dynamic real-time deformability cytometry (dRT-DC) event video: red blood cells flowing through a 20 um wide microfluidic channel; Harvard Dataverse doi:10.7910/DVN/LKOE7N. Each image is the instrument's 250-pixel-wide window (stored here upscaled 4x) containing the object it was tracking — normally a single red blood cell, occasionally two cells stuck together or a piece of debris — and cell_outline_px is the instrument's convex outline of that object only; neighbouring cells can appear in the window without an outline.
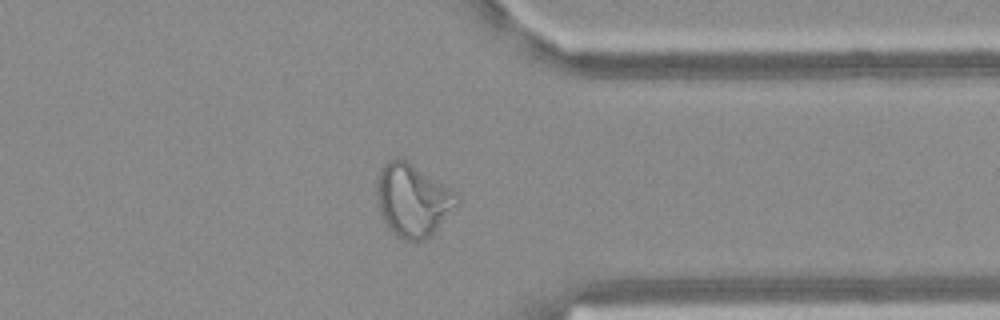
{"species": "Egyptian fruit bat (a non-hibernating species)", "species_latin": "Rousettus aegyptiacus", "temperature_condition": "warm", "stored_images_in_passage": 38, "camera_frame_rate_fps": 3000, "um_per_image_px": 0.085, "frame": {"image": 1, "passage_image": 27, "time_ms": 8.667, "image_size_px": [1000, 320], "cell_outline_px": [[460, 200], [436, 228], [424, 240], [416, 244], [404, 240], [396, 236], [388, 228], [380, 212], [376, 196], [376, 180], [384, 164], [388, 160], [396, 156], [408, 160], [456, 192], [460, 196]], "centroid_in_image_um": [35.04, 17.0], "position_along_channel_um": 376.4, "area_um2": 34.04}}
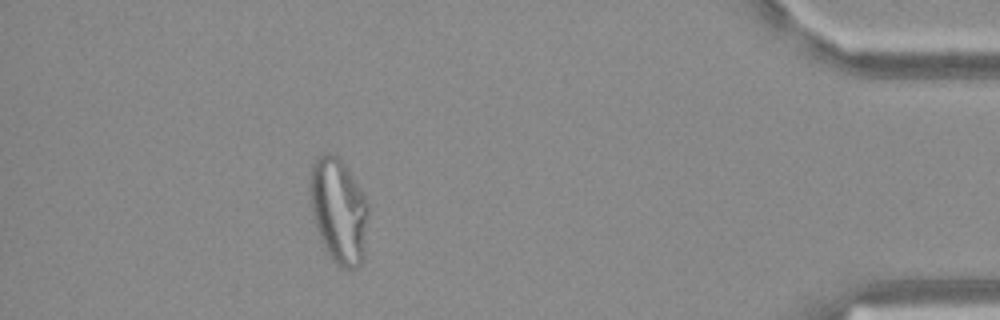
{"frame": {"image": 2, "passage_image": 33, "time_ms": 10.667, "image_size_px": [1000, 320], "cell_outline_px": [[368, 212], [364, 256], [360, 264], [356, 268], [344, 268], [324, 248], [316, 228], [312, 212], [308, 192], [308, 184], [312, 164], [316, 156], [332, 152], [336, 152], [344, 164], [364, 196], [368, 204]], "centroid_in_image_um": [28.75, 17.84], "position_along_channel_um": 406.4, "area_um2": 35.66}}